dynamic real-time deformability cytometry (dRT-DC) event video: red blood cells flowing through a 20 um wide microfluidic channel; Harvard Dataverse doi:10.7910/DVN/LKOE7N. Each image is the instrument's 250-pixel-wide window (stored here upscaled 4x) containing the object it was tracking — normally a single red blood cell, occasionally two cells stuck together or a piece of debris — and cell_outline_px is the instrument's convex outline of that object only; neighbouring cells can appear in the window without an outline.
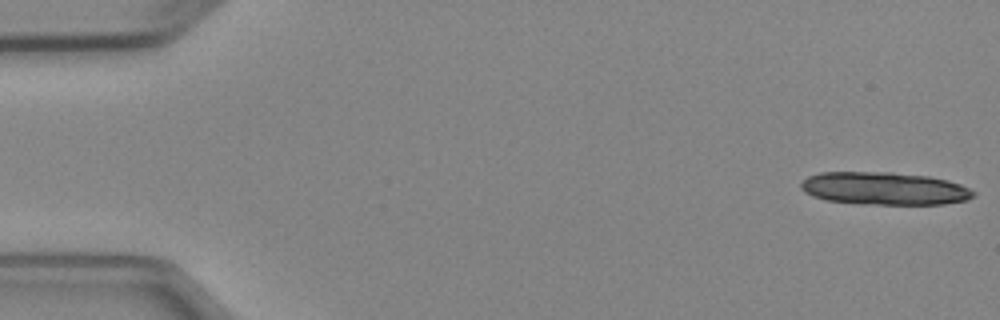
{"species": "Egyptian fruit bat (a non-hibernating species)", "species_latin": "Rousettus aegyptiacus", "temperature_condition": "cold", "stored_images_in_passage": 5, "camera_frame_rate_fps": 3000, "um_per_image_px": 0.085, "animal": {"sex": "female"}, "frame": {"image": 1, "passage_image": 1, "time_ms": 0.0, "image_size_px": [1000, 320], "cell_outline_px": [[976, 196], [968, 200], [944, 204], [860, 204], [824, 200], [812, 196], [804, 192], [800, 188], [800, 184], [808, 176], [820, 172], [892, 172], [928, 176], [948, 180], [960, 184], [976, 192]], "centroid_in_image_um": [75.17, 16.02], "position_along_channel_um": 9.8, "area_um2": 33.23}}